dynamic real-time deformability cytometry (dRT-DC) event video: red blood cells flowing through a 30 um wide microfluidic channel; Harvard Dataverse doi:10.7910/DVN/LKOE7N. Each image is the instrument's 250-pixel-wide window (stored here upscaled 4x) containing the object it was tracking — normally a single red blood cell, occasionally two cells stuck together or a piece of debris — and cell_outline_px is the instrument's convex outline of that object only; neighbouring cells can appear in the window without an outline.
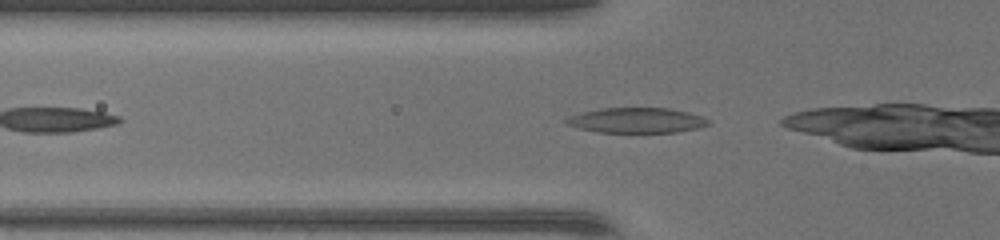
{"species": "common noctule bat (a hibernating species)", "species_latin": "Nyctalus noctula", "temperature_condition": "warm", "stored_images_in_passage": 24, "camera_frame_rate_fps": 3000, "um_per_image_px": 0.085, "animal": {"sex": "female", "body_mass_g": 17.0, "forearm_length_mm": 48.0}, "frame": {"image": 1, "passage_image": 5, "time_ms": 1.333, "image_size_px": [1000, 240], "cell_outline_px": [[708, 124], [696, 128], [676, 132], [596, 132], [564, 124], [564, 120], [572, 116], [584, 112], [600, 108], [668, 108], [688, 112], [704, 116], [708, 120]], "centroid_in_image_um": [54.11, 10.22], "position_along_channel_um": 71.7, "area_um2": 20.63}}
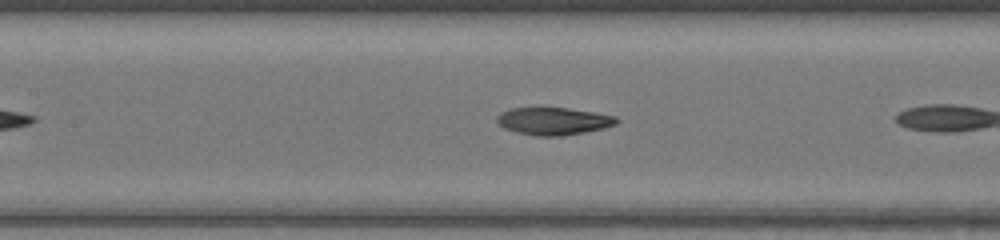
{"frame": {"image": 2, "passage_image": 11, "time_ms": 3.333, "image_size_px": [1000, 240], "cell_outline_px": [[620, 120], [616, 124], [604, 128], [584, 132], [560, 136], [536, 136], [516, 132], [504, 128], [496, 120], [496, 116], [500, 112], [512, 108], [568, 108], [616, 116]], "centroid_in_image_um": [47.04, 10.3], "position_along_channel_um": 160.4, "area_um2": 19.07}}
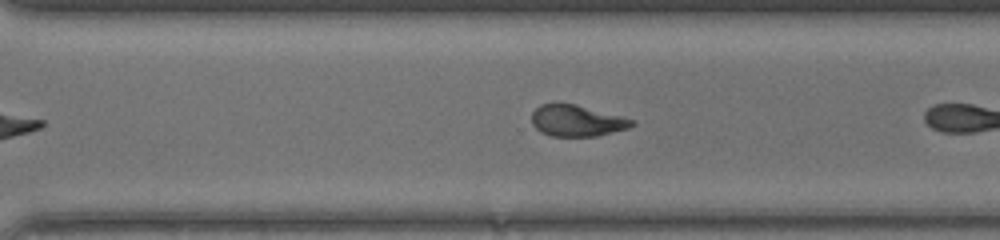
{"frame": {"image": 3, "passage_image": 22, "time_ms": 7.0, "image_size_px": [1000, 240], "cell_outline_px": [[636, 124], [628, 128], [596, 136], [552, 136], [540, 132], [532, 124], [532, 112], [540, 104], [576, 104], [636, 120]], "centroid_in_image_um": [49.04, 10.26], "position_along_channel_um": 321.6, "area_um2": 18.21}}